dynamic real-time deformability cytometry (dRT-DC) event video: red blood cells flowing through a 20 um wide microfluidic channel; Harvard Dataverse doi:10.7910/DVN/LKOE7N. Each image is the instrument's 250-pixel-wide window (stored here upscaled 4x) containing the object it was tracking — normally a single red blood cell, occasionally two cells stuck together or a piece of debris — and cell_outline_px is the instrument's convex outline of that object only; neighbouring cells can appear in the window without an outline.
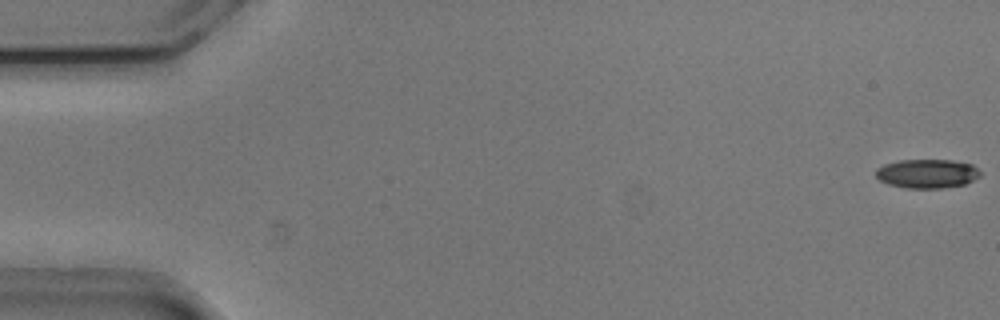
{"species": "common noctule bat (a hibernating species)", "species_latin": "Nyctalus noctula", "temperature_condition": "cold", "stored_images_in_passage": 54, "camera_frame_rate_fps": 3000, "um_per_image_px": 0.085, "animal": {"sex": "male", "body_mass_g": 20.5, "forearm_length_mm": 52.5}, "frame": {"image": 1, "passage_image": 1, "time_ms": 0.0, "image_size_px": [1000, 320], "cell_outline_px": [[980, 176], [964, 184], [944, 188], [904, 188], [888, 184], [880, 180], [876, 176], [876, 168], [884, 164], [900, 160], [952, 160], [972, 164], [980, 172]], "centroid_in_image_um": [78.78, 14.76], "position_along_channel_um": 6.2, "area_um2": 17.63}}
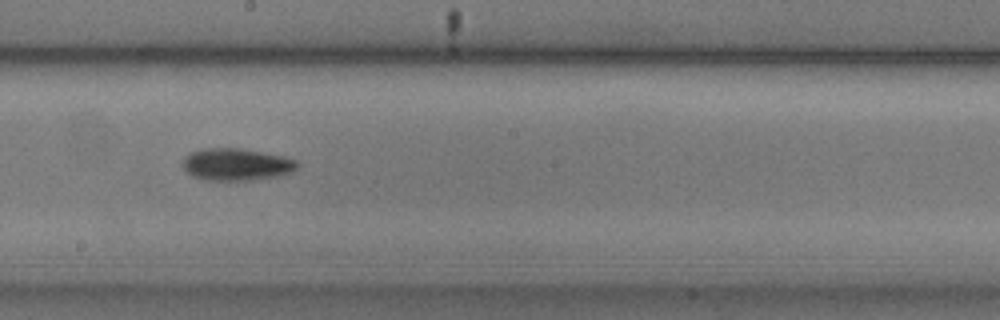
{"frame": {"image": 2, "passage_image": 30, "time_ms": 9.667, "image_size_px": [1000, 320], "cell_outline_px": [[300, 168], [292, 172], [276, 176], [248, 180], [204, 180], [192, 176], [180, 164], [184, 156], [188, 152], [204, 148], [240, 148], [284, 156], [296, 160], [300, 164]], "centroid_in_image_um": [20.08, 13.96], "position_along_channel_um": 228.1, "area_um2": 21.73}}
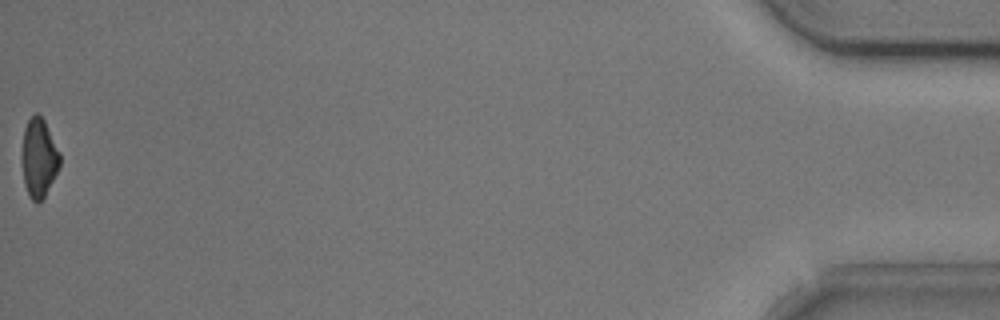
{"frame": {"image": 3, "passage_image": 54, "time_ms": 17.667, "image_size_px": [1000, 320], "cell_outline_px": [[60, 164], [44, 196], [36, 204], [28, 196], [24, 184], [20, 160], [20, 156], [24, 128], [28, 120], [36, 112], [44, 120], [60, 152]], "centroid_in_image_um": [3.26, 13.42], "position_along_channel_um": 431.9, "area_um2": 17.57}, "authors_computed_cell_mechanics": {"area_um2": 19.1607, "velocity_mm_per_s": 3.8011, "shape_relaxation_time_tau1_ms": 2.5109, "shape_relaxation_time_tau2_ms": null, "deformation_change_tau1": 0.1218, "deformation_change_tau2": null}}